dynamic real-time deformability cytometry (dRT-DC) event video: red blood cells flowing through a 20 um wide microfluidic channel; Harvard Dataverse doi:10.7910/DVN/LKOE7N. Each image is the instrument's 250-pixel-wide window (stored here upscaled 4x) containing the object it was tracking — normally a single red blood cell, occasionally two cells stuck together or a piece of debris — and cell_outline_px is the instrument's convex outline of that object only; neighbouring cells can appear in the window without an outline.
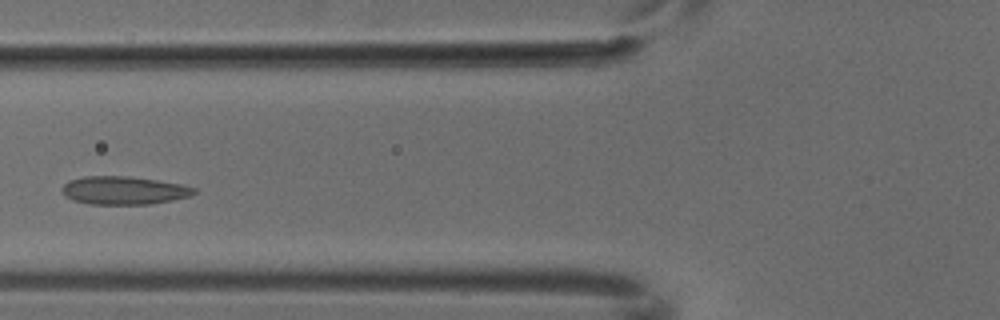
{"species": "common noctule bat (a hibernating species)", "species_latin": "Nyctalus noctula", "temperature_condition": "cold", "stored_images_in_passage": 5, "camera_frame_rate_fps": 3000, "um_per_image_px": 0.085, "animal": {"sex": "male", "body_mass_g": 18.8}, "frame": {"image": 1, "passage_image": 4, "time_ms": 1.0, "image_size_px": [1000, 320], "cell_outline_px": [[196, 192], [188, 196], [172, 200], [148, 204], [88, 204], [72, 200], [64, 196], [60, 188], [68, 180], [84, 176], [128, 176], [156, 180], [180, 184], [196, 188]], "centroid_in_image_um": [10.45, 16.18], "position_along_channel_um": 115.3, "area_um2": 21.68}}
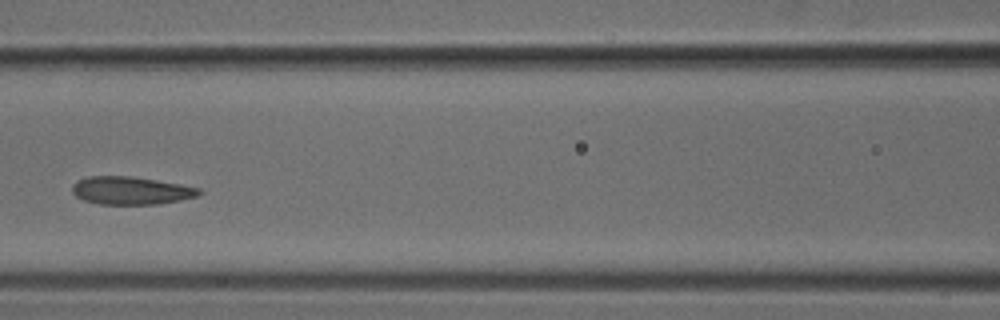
{"frame": {"image": 2, "passage_image": 5, "time_ms": 1.333, "image_size_px": [1000, 320], "cell_outline_px": [[204, 192], [200, 196], [180, 200], [156, 204], [100, 204], [84, 200], [76, 196], [72, 192], [72, 184], [88, 176], [132, 176], [180, 184], [200, 188]], "centroid_in_image_um": [11.17, 16.2], "position_along_channel_um": 155.4, "area_um2": 20.63}}